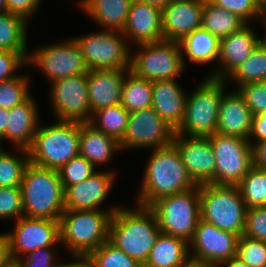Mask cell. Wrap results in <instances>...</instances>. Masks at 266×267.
<instances>
[{
	"mask_svg": "<svg viewBox=\"0 0 266 267\" xmlns=\"http://www.w3.org/2000/svg\"><path fill=\"white\" fill-rule=\"evenodd\" d=\"M150 154L144 168L141 188L139 187L137 205L150 207L162 197L185 192L197 186L173 144L153 149Z\"/></svg>",
	"mask_w": 266,
	"mask_h": 267,
	"instance_id": "cell-1",
	"label": "cell"
},
{
	"mask_svg": "<svg viewBox=\"0 0 266 267\" xmlns=\"http://www.w3.org/2000/svg\"><path fill=\"white\" fill-rule=\"evenodd\" d=\"M135 206H120L113 213L108 241L143 265L161 231L150 207Z\"/></svg>",
	"mask_w": 266,
	"mask_h": 267,
	"instance_id": "cell-2",
	"label": "cell"
},
{
	"mask_svg": "<svg viewBox=\"0 0 266 267\" xmlns=\"http://www.w3.org/2000/svg\"><path fill=\"white\" fill-rule=\"evenodd\" d=\"M20 188L25 217L60 220L65 204L58 170L30 162L24 171Z\"/></svg>",
	"mask_w": 266,
	"mask_h": 267,
	"instance_id": "cell-3",
	"label": "cell"
},
{
	"mask_svg": "<svg viewBox=\"0 0 266 267\" xmlns=\"http://www.w3.org/2000/svg\"><path fill=\"white\" fill-rule=\"evenodd\" d=\"M118 208L64 210L59 220L60 244L72 255H89L108 241L110 222Z\"/></svg>",
	"mask_w": 266,
	"mask_h": 267,
	"instance_id": "cell-4",
	"label": "cell"
},
{
	"mask_svg": "<svg viewBox=\"0 0 266 267\" xmlns=\"http://www.w3.org/2000/svg\"><path fill=\"white\" fill-rule=\"evenodd\" d=\"M187 96L185 113L178 135L209 137L216 133L219 108L227 81L206 75Z\"/></svg>",
	"mask_w": 266,
	"mask_h": 267,
	"instance_id": "cell-5",
	"label": "cell"
},
{
	"mask_svg": "<svg viewBox=\"0 0 266 267\" xmlns=\"http://www.w3.org/2000/svg\"><path fill=\"white\" fill-rule=\"evenodd\" d=\"M79 141L78 122L56 120L50 125H39L28 149L30 162L43 168L59 170L79 155Z\"/></svg>",
	"mask_w": 266,
	"mask_h": 267,
	"instance_id": "cell-6",
	"label": "cell"
},
{
	"mask_svg": "<svg viewBox=\"0 0 266 267\" xmlns=\"http://www.w3.org/2000/svg\"><path fill=\"white\" fill-rule=\"evenodd\" d=\"M247 207L237 186L200 185V218L223 231L244 235Z\"/></svg>",
	"mask_w": 266,
	"mask_h": 267,
	"instance_id": "cell-7",
	"label": "cell"
},
{
	"mask_svg": "<svg viewBox=\"0 0 266 267\" xmlns=\"http://www.w3.org/2000/svg\"><path fill=\"white\" fill-rule=\"evenodd\" d=\"M150 208L157 217L161 233L189 242L200 219V185L185 192L162 197Z\"/></svg>",
	"mask_w": 266,
	"mask_h": 267,
	"instance_id": "cell-8",
	"label": "cell"
},
{
	"mask_svg": "<svg viewBox=\"0 0 266 267\" xmlns=\"http://www.w3.org/2000/svg\"><path fill=\"white\" fill-rule=\"evenodd\" d=\"M136 47L138 52H131L130 71L139 78L152 82L174 80L185 70L179 42L162 40Z\"/></svg>",
	"mask_w": 266,
	"mask_h": 267,
	"instance_id": "cell-9",
	"label": "cell"
},
{
	"mask_svg": "<svg viewBox=\"0 0 266 267\" xmlns=\"http://www.w3.org/2000/svg\"><path fill=\"white\" fill-rule=\"evenodd\" d=\"M73 39L89 70H130L132 47L122 31L102 29Z\"/></svg>",
	"mask_w": 266,
	"mask_h": 267,
	"instance_id": "cell-10",
	"label": "cell"
},
{
	"mask_svg": "<svg viewBox=\"0 0 266 267\" xmlns=\"http://www.w3.org/2000/svg\"><path fill=\"white\" fill-rule=\"evenodd\" d=\"M208 138L216 162L214 184L237 186L254 166L253 146L241 137L214 133Z\"/></svg>",
	"mask_w": 266,
	"mask_h": 267,
	"instance_id": "cell-11",
	"label": "cell"
},
{
	"mask_svg": "<svg viewBox=\"0 0 266 267\" xmlns=\"http://www.w3.org/2000/svg\"><path fill=\"white\" fill-rule=\"evenodd\" d=\"M28 54L26 65L41 69L50 84L58 79L86 74L90 70L86 65L80 47L71 37L65 42L43 45Z\"/></svg>",
	"mask_w": 266,
	"mask_h": 267,
	"instance_id": "cell-12",
	"label": "cell"
},
{
	"mask_svg": "<svg viewBox=\"0 0 266 267\" xmlns=\"http://www.w3.org/2000/svg\"><path fill=\"white\" fill-rule=\"evenodd\" d=\"M50 86V107L53 108L55 120L78 123L91 121L87 73L58 79Z\"/></svg>",
	"mask_w": 266,
	"mask_h": 267,
	"instance_id": "cell-13",
	"label": "cell"
},
{
	"mask_svg": "<svg viewBox=\"0 0 266 267\" xmlns=\"http://www.w3.org/2000/svg\"><path fill=\"white\" fill-rule=\"evenodd\" d=\"M175 129L152 108L130 112L121 151L128 149H157L172 144ZM125 149V150H124Z\"/></svg>",
	"mask_w": 266,
	"mask_h": 267,
	"instance_id": "cell-14",
	"label": "cell"
},
{
	"mask_svg": "<svg viewBox=\"0 0 266 267\" xmlns=\"http://www.w3.org/2000/svg\"><path fill=\"white\" fill-rule=\"evenodd\" d=\"M13 224V230L6 235L15 262L30 251L61 245L58 220L23 216Z\"/></svg>",
	"mask_w": 266,
	"mask_h": 267,
	"instance_id": "cell-15",
	"label": "cell"
},
{
	"mask_svg": "<svg viewBox=\"0 0 266 267\" xmlns=\"http://www.w3.org/2000/svg\"><path fill=\"white\" fill-rule=\"evenodd\" d=\"M239 236L201 218L189 243V256L216 265L236 256ZM192 250V252H191Z\"/></svg>",
	"mask_w": 266,
	"mask_h": 267,
	"instance_id": "cell-16",
	"label": "cell"
},
{
	"mask_svg": "<svg viewBox=\"0 0 266 267\" xmlns=\"http://www.w3.org/2000/svg\"><path fill=\"white\" fill-rule=\"evenodd\" d=\"M172 144L197 185L214 184L216 162L208 137H189L175 133Z\"/></svg>",
	"mask_w": 266,
	"mask_h": 267,
	"instance_id": "cell-17",
	"label": "cell"
},
{
	"mask_svg": "<svg viewBox=\"0 0 266 267\" xmlns=\"http://www.w3.org/2000/svg\"><path fill=\"white\" fill-rule=\"evenodd\" d=\"M113 170H98L84 181L64 190L65 210H101L116 181Z\"/></svg>",
	"mask_w": 266,
	"mask_h": 267,
	"instance_id": "cell-18",
	"label": "cell"
},
{
	"mask_svg": "<svg viewBox=\"0 0 266 267\" xmlns=\"http://www.w3.org/2000/svg\"><path fill=\"white\" fill-rule=\"evenodd\" d=\"M250 25L247 24L241 30L220 39L218 64L208 76L225 80L249 57L261 42V38Z\"/></svg>",
	"mask_w": 266,
	"mask_h": 267,
	"instance_id": "cell-19",
	"label": "cell"
},
{
	"mask_svg": "<svg viewBox=\"0 0 266 267\" xmlns=\"http://www.w3.org/2000/svg\"><path fill=\"white\" fill-rule=\"evenodd\" d=\"M204 0H172L162 10L164 40L181 41L202 26Z\"/></svg>",
	"mask_w": 266,
	"mask_h": 267,
	"instance_id": "cell-20",
	"label": "cell"
},
{
	"mask_svg": "<svg viewBox=\"0 0 266 267\" xmlns=\"http://www.w3.org/2000/svg\"><path fill=\"white\" fill-rule=\"evenodd\" d=\"M122 34L130 46L164 40L162 10L140 0H132Z\"/></svg>",
	"mask_w": 266,
	"mask_h": 267,
	"instance_id": "cell-21",
	"label": "cell"
},
{
	"mask_svg": "<svg viewBox=\"0 0 266 267\" xmlns=\"http://www.w3.org/2000/svg\"><path fill=\"white\" fill-rule=\"evenodd\" d=\"M128 71L95 69L87 73L91 118L96 111L121 103L122 85Z\"/></svg>",
	"mask_w": 266,
	"mask_h": 267,
	"instance_id": "cell-22",
	"label": "cell"
},
{
	"mask_svg": "<svg viewBox=\"0 0 266 267\" xmlns=\"http://www.w3.org/2000/svg\"><path fill=\"white\" fill-rule=\"evenodd\" d=\"M252 117L240 92L237 89L233 92L226 90L220 103L216 133L248 140Z\"/></svg>",
	"mask_w": 266,
	"mask_h": 267,
	"instance_id": "cell-23",
	"label": "cell"
},
{
	"mask_svg": "<svg viewBox=\"0 0 266 267\" xmlns=\"http://www.w3.org/2000/svg\"><path fill=\"white\" fill-rule=\"evenodd\" d=\"M38 104L31 95L26 101L9 109L6 141L15 148L28 150L39 128Z\"/></svg>",
	"mask_w": 266,
	"mask_h": 267,
	"instance_id": "cell-24",
	"label": "cell"
},
{
	"mask_svg": "<svg viewBox=\"0 0 266 267\" xmlns=\"http://www.w3.org/2000/svg\"><path fill=\"white\" fill-rule=\"evenodd\" d=\"M187 96L177 79L153 81L152 108L175 130L182 123Z\"/></svg>",
	"mask_w": 266,
	"mask_h": 267,
	"instance_id": "cell-25",
	"label": "cell"
},
{
	"mask_svg": "<svg viewBox=\"0 0 266 267\" xmlns=\"http://www.w3.org/2000/svg\"><path fill=\"white\" fill-rule=\"evenodd\" d=\"M117 152H122L120 142L101 132L90 122L80 123L79 154L95 168L107 165Z\"/></svg>",
	"mask_w": 266,
	"mask_h": 267,
	"instance_id": "cell-26",
	"label": "cell"
},
{
	"mask_svg": "<svg viewBox=\"0 0 266 267\" xmlns=\"http://www.w3.org/2000/svg\"><path fill=\"white\" fill-rule=\"evenodd\" d=\"M132 0H79L84 14L102 29L123 31Z\"/></svg>",
	"mask_w": 266,
	"mask_h": 267,
	"instance_id": "cell-27",
	"label": "cell"
},
{
	"mask_svg": "<svg viewBox=\"0 0 266 267\" xmlns=\"http://www.w3.org/2000/svg\"><path fill=\"white\" fill-rule=\"evenodd\" d=\"M189 258L185 239L160 233L142 267H182Z\"/></svg>",
	"mask_w": 266,
	"mask_h": 267,
	"instance_id": "cell-28",
	"label": "cell"
},
{
	"mask_svg": "<svg viewBox=\"0 0 266 267\" xmlns=\"http://www.w3.org/2000/svg\"><path fill=\"white\" fill-rule=\"evenodd\" d=\"M184 66L188 62L207 64L218 60L220 39L208 30L200 27L179 41ZM186 55V56H185Z\"/></svg>",
	"mask_w": 266,
	"mask_h": 267,
	"instance_id": "cell-29",
	"label": "cell"
},
{
	"mask_svg": "<svg viewBox=\"0 0 266 267\" xmlns=\"http://www.w3.org/2000/svg\"><path fill=\"white\" fill-rule=\"evenodd\" d=\"M28 22L9 12L0 13V51L19 53L26 61L28 54Z\"/></svg>",
	"mask_w": 266,
	"mask_h": 267,
	"instance_id": "cell-30",
	"label": "cell"
},
{
	"mask_svg": "<svg viewBox=\"0 0 266 267\" xmlns=\"http://www.w3.org/2000/svg\"><path fill=\"white\" fill-rule=\"evenodd\" d=\"M247 23L238 15L231 13L210 0H204L202 28L219 39L241 30Z\"/></svg>",
	"mask_w": 266,
	"mask_h": 267,
	"instance_id": "cell-31",
	"label": "cell"
},
{
	"mask_svg": "<svg viewBox=\"0 0 266 267\" xmlns=\"http://www.w3.org/2000/svg\"><path fill=\"white\" fill-rule=\"evenodd\" d=\"M153 82L135 76L130 70L122 85L121 105L129 112L152 107Z\"/></svg>",
	"mask_w": 266,
	"mask_h": 267,
	"instance_id": "cell-32",
	"label": "cell"
},
{
	"mask_svg": "<svg viewBox=\"0 0 266 267\" xmlns=\"http://www.w3.org/2000/svg\"><path fill=\"white\" fill-rule=\"evenodd\" d=\"M225 80H231L236 89L248 83L266 82V45L261 41Z\"/></svg>",
	"mask_w": 266,
	"mask_h": 267,
	"instance_id": "cell-33",
	"label": "cell"
},
{
	"mask_svg": "<svg viewBox=\"0 0 266 267\" xmlns=\"http://www.w3.org/2000/svg\"><path fill=\"white\" fill-rule=\"evenodd\" d=\"M130 112L121 104L96 111L90 123L106 135L121 142L125 135Z\"/></svg>",
	"mask_w": 266,
	"mask_h": 267,
	"instance_id": "cell-34",
	"label": "cell"
},
{
	"mask_svg": "<svg viewBox=\"0 0 266 267\" xmlns=\"http://www.w3.org/2000/svg\"><path fill=\"white\" fill-rule=\"evenodd\" d=\"M14 149L19 150V155L5 149L0 151V187L20 186L26 166L30 163L28 150Z\"/></svg>",
	"mask_w": 266,
	"mask_h": 267,
	"instance_id": "cell-35",
	"label": "cell"
},
{
	"mask_svg": "<svg viewBox=\"0 0 266 267\" xmlns=\"http://www.w3.org/2000/svg\"><path fill=\"white\" fill-rule=\"evenodd\" d=\"M237 187L247 208L266 206V170L253 166Z\"/></svg>",
	"mask_w": 266,
	"mask_h": 267,
	"instance_id": "cell-36",
	"label": "cell"
},
{
	"mask_svg": "<svg viewBox=\"0 0 266 267\" xmlns=\"http://www.w3.org/2000/svg\"><path fill=\"white\" fill-rule=\"evenodd\" d=\"M29 76L21 75L0 82V108L12 109L14 106L26 101L30 93Z\"/></svg>",
	"mask_w": 266,
	"mask_h": 267,
	"instance_id": "cell-37",
	"label": "cell"
},
{
	"mask_svg": "<svg viewBox=\"0 0 266 267\" xmlns=\"http://www.w3.org/2000/svg\"><path fill=\"white\" fill-rule=\"evenodd\" d=\"M89 256L94 267H142L137 260L126 255L109 241L93 250Z\"/></svg>",
	"mask_w": 266,
	"mask_h": 267,
	"instance_id": "cell-38",
	"label": "cell"
},
{
	"mask_svg": "<svg viewBox=\"0 0 266 267\" xmlns=\"http://www.w3.org/2000/svg\"><path fill=\"white\" fill-rule=\"evenodd\" d=\"M98 170L82 155H77L59 170L63 189L68 186L79 183L92 176Z\"/></svg>",
	"mask_w": 266,
	"mask_h": 267,
	"instance_id": "cell-39",
	"label": "cell"
},
{
	"mask_svg": "<svg viewBox=\"0 0 266 267\" xmlns=\"http://www.w3.org/2000/svg\"><path fill=\"white\" fill-rule=\"evenodd\" d=\"M236 256L250 267H266V241L242 235L238 239Z\"/></svg>",
	"mask_w": 266,
	"mask_h": 267,
	"instance_id": "cell-40",
	"label": "cell"
},
{
	"mask_svg": "<svg viewBox=\"0 0 266 267\" xmlns=\"http://www.w3.org/2000/svg\"><path fill=\"white\" fill-rule=\"evenodd\" d=\"M23 201L20 186L0 187V220H18L23 217Z\"/></svg>",
	"mask_w": 266,
	"mask_h": 267,
	"instance_id": "cell-41",
	"label": "cell"
},
{
	"mask_svg": "<svg viewBox=\"0 0 266 267\" xmlns=\"http://www.w3.org/2000/svg\"><path fill=\"white\" fill-rule=\"evenodd\" d=\"M215 5L227 9L233 14L238 15L247 24L251 19L262 18L260 10V0H210Z\"/></svg>",
	"mask_w": 266,
	"mask_h": 267,
	"instance_id": "cell-42",
	"label": "cell"
},
{
	"mask_svg": "<svg viewBox=\"0 0 266 267\" xmlns=\"http://www.w3.org/2000/svg\"><path fill=\"white\" fill-rule=\"evenodd\" d=\"M252 115L266 110V82L248 83L237 88Z\"/></svg>",
	"mask_w": 266,
	"mask_h": 267,
	"instance_id": "cell-43",
	"label": "cell"
},
{
	"mask_svg": "<svg viewBox=\"0 0 266 267\" xmlns=\"http://www.w3.org/2000/svg\"><path fill=\"white\" fill-rule=\"evenodd\" d=\"M244 235L266 241V206L247 208Z\"/></svg>",
	"mask_w": 266,
	"mask_h": 267,
	"instance_id": "cell-44",
	"label": "cell"
},
{
	"mask_svg": "<svg viewBox=\"0 0 266 267\" xmlns=\"http://www.w3.org/2000/svg\"><path fill=\"white\" fill-rule=\"evenodd\" d=\"M54 247L56 246L30 251L22 256L23 258H19L16 264L19 267H57L59 262L55 260L54 255L57 254Z\"/></svg>",
	"mask_w": 266,
	"mask_h": 267,
	"instance_id": "cell-45",
	"label": "cell"
},
{
	"mask_svg": "<svg viewBox=\"0 0 266 267\" xmlns=\"http://www.w3.org/2000/svg\"><path fill=\"white\" fill-rule=\"evenodd\" d=\"M23 66L27 67L26 60L19 53L0 51V82L18 76L17 70Z\"/></svg>",
	"mask_w": 266,
	"mask_h": 267,
	"instance_id": "cell-46",
	"label": "cell"
},
{
	"mask_svg": "<svg viewBox=\"0 0 266 267\" xmlns=\"http://www.w3.org/2000/svg\"><path fill=\"white\" fill-rule=\"evenodd\" d=\"M43 0H6L7 12L24 18L27 22Z\"/></svg>",
	"mask_w": 266,
	"mask_h": 267,
	"instance_id": "cell-47",
	"label": "cell"
},
{
	"mask_svg": "<svg viewBox=\"0 0 266 267\" xmlns=\"http://www.w3.org/2000/svg\"><path fill=\"white\" fill-rule=\"evenodd\" d=\"M248 141L252 146L255 143L266 141V110L253 115Z\"/></svg>",
	"mask_w": 266,
	"mask_h": 267,
	"instance_id": "cell-48",
	"label": "cell"
},
{
	"mask_svg": "<svg viewBox=\"0 0 266 267\" xmlns=\"http://www.w3.org/2000/svg\"><path fill=\"white\" fill-rule=\"evenodd\" d=\"M15 263L6 233H0V267H11Z\"/></svg>",
	"mask_w": 266,
	"mask_h": 267,
	"instance_id": "cell-49",
	"label": "cell"
},
{
	"mask_svg": "<svg viewBox=\"0 0 266 267\" xmlns=\"http://www.w3.org/2000/svg\"><path fill=\"white\" fill-rule=\"evenodd\" d=\"M254 166L266 170V141L253 145Z\"/></svg>",
	"mask_w": 266,
	"mask_h": 267,
	"instance_id": "cell-50",
	"label": "cell"
},
{
	"mask_svg": "<svg viewBox=\"0 0 266 267\" xmlns=\"http://www.w3.org/2000/svg\"><path fill=\"white\" fill-rule=\"evenodd\" d=\"M70 257H73L75 261H70L66 263H58L57 267H94L93 261L89 255H79L75 254Z\"/></svg>",
	"mask_w": 266,
	"mask_h": 267,
	"instance_id": "cell-51",
	"label": "cell"
},
{
	"mask_svg": "<svg viewBox=\"0 0 266 267\" xmlns=\"http://www.w3.org/2000/svg\"><path fill=\"white\" fill-rule=\"evenodd\" d=\"M9 110L0 108V140L6 141V129L8 125Z\"/></svg>",
	"mask_w": 266,
	"mask_h": 267,
	"instance_id": "cell-52",
	"label": "cell"
},
{
	"mask_svg": "<svg viewBox=\"0 0 266 267\" xmlns=\"http://www.w3.org/2000/svg\"><path fill=\"white\" fill-rule=\"evenodd\" d=\"M182 267H218V265L190 257Z\"/></svg>",
	"mask_w": 266,
	"mask_h": 267,
	"instance_id": "cell-53",
	"label": "cell"
},
{
	"mask_svg": "<svg viewBox=\"0 0 266 267\" xmlns=\"http://www.w3.org/2000/svg\"><path fill=\"white\" fill-rule=\"evenodd\" d=\"M218 267H250L247 263L243 262L237 256L221 263Z\"/></svg>",
	"mask_w": 266,
	"mask_h": 267,
	"instance_id": "cell-54",
	"label": "cell"
},
{
	"mask_svg": "<svg viewBox=\"0 0 266 267\" xmlns=\"http://www.w3.org/2000/svg\"><path fill=\"white\" fill-rule=\"evenodd\" d=\"M153 7L163 10L172 0H140Z\"/></svg>",
	"mask_w": 266,
	"mask_h": 267,
	"instance_id": "cell-55",
	"label": "cell"
},
{
	"mask_svg": "<svg viewBox=\"0 0 266 267\" xmlns=\"http://www.w3.org/2000/svg\"><path fill=\"white\" fill-rule=\"evenodd\" d=\"M260 10L262 16H266V0H260Z\"/></svg>",
	"mask_w": 266,
	"mask_h": 267,
	"instance_id": "cell-56",
	"label": "cell"
},
{
	"mask_svg": "<svg viewBox=\"0 0 266 267\" xmlns=\"http://www.w3.org/2000/svg\"><path fill=\"white\" fill-rule=\"evenodd\" d=\"M7 12L6 0H0V13Z\"/></svg>",
	"mask_w": 266,
	"mask_h": 267,
	"instance_id": "cell-57",
	"label": "cell"
},
{
	"mask_svg": "<svg viewBox=\"0 0 266 267\" xmlns=\"http://www.w3.org/2000/svg\"><path fill=\"white\" fill-rule=\"evenodd\" d=\"M262 20V23L264 22L265 25H264V29L266 28V16L262 17L261 18ZM265 33L263 34L264 36L261 38V41L266 45V29L264 30Z\"/></svg>",
	"mask_w": 266,
	"mask_h": 267,
	"instance_id": "cell-58",
	"label": "cell"
},
{
	"mask_svg": "<svg viewBox=\"0 0 266 267\" xmlns=\"http://www.w3.org/2000/svg\"><path fill=\"white\" fill-rule=\"evenodd\" d=\"M3 143H1V140H0V151L3 149Z\"/></svg>",
	"mask_w": 266,
	"mask_h": 267,
	"instance_id": "cell-59",
	"label": "cell"
},
{
	"mask_svg": "<svg viewBox=\"0 0 266 267\" xmlns=\"http://www.w3.org/2000/svg\"><path fill=\"white\" fill-rule=\"evenodd\" d=\"M11 267H19L16 262Z\"/></svg>",
	"mask_w": 266,
	"mask_h": 267,
	"instance_id": "cell-60",
	"label": "cell"
}]
</instances>
